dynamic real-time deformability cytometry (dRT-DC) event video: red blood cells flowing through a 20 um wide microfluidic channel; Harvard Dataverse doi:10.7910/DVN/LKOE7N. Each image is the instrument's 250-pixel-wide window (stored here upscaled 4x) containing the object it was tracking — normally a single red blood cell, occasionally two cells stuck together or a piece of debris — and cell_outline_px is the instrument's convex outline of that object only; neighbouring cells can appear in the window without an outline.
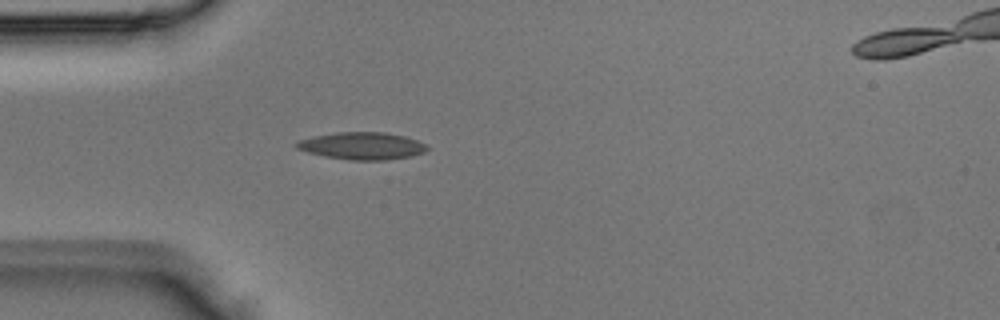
{"species": "Egyptian fruit bat (a non-hibernating species)", "species_latin": "Rousettus aegyptiacus", "temperature_condition": "room temperature", "stored_images_in_passage": 2, "camera_frame_rate_fps": 3000, "um_per_image_px": 0.085, "animal": {"sex": "male"}, "frame": {"image": 1, "passage_image": 2, "time_ms": 0.333, "image_size_px": [1000, 320], "cell_outline_px": [[428, 148], [424, 152], [412, 156], [384, 160], [352, 160], [324, 156], [308, 152], [296, 148], [292, 144], [296, 140], [312, 136], [336, 132], [384, 132], [404, 136], [428, 144]], "centroid_in_image_um": [30.74, 12.39], "position_along_channel_um": 54.3, "area_um2": 20.92}}